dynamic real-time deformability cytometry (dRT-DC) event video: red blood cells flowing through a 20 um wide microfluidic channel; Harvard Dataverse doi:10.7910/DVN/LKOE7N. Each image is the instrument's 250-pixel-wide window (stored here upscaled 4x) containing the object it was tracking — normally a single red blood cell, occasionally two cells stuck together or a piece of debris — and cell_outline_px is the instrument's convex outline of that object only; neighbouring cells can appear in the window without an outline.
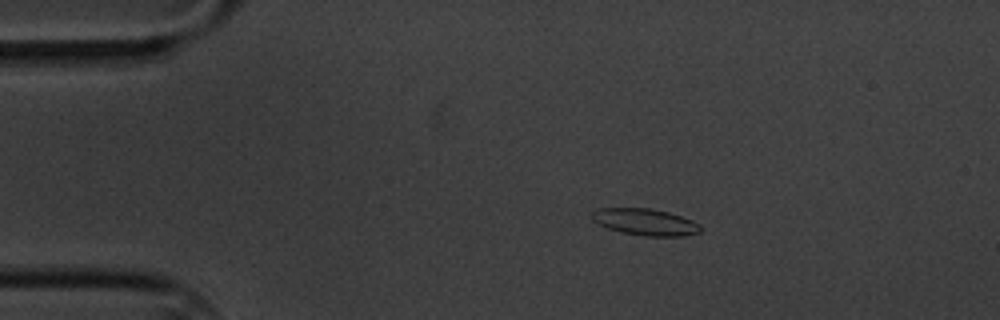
{"species": "common noctule bat (a hibernating species)", "species_latin": "Nyctalus noctula", "temperature_condition": "cold", "stored_images_in_passage": 6, "camera_frame_rate_fps": 3000, "um_per_image_px": 0.085, "animal": {"sex": "male", "body_mass_g": 20.1, "forearm_length_mm": 53.5}, "frame": {"image": 1, "passage_image": 2, "time_ms": 1.0, "image_size_px": [1000, 320], "cell_outline_px": [[700, 232], [684, 236], [644, 236], [624, 232], [608, 228], [592, 220], [592, 212], [600, 208], [652, 208], [668, 212], [692, 220], [700, 224]], "centroid_in_image_um": [54.87, 18.86], "position_along_channel_um": 30.1, "area_um2": 16.7}}
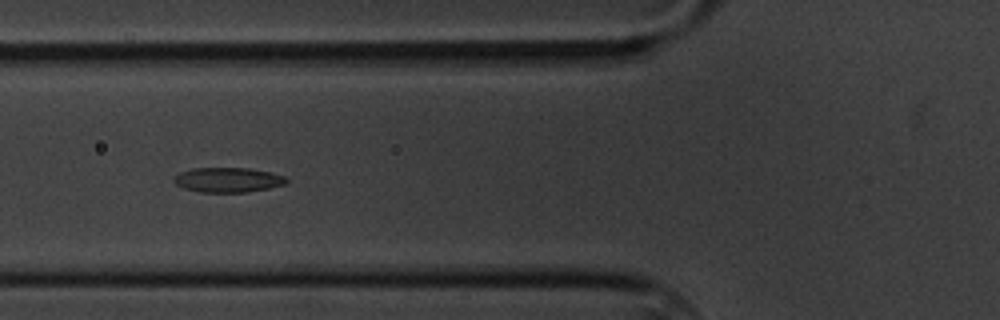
{"frame": {"image": 2, "passage_image": 5, "time_ms": 4.667, "image_size_px": [1000, 320], "cell_outline_px": [[288, 180], [284, 184], [268, 188], [248, 192], [200, 192], [184, 188], [176, 184], [172, 180], [172, 176], [180, 172], [192, 168], [248, 168], [272, 172], [284, 176]], "centroid_in_image_um": [19.34, 15.28], "position_along_channel_um": 106.5, "area_um2": 16.3}}
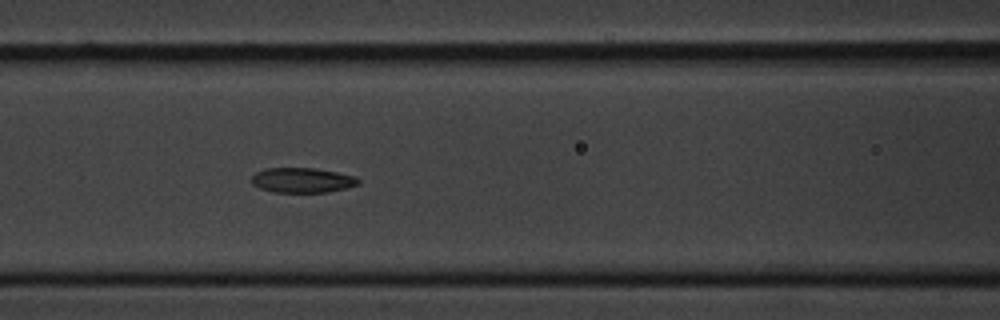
{"frame": {"image": 3, "passage_image": 6, "time_ms": 5.667, "image_size_px": [1000, 320], "cell_outline_px": [[360, 184], [348, 188], [328, 192], [272, 192], [260, 188], [252, 184], [252, 176], [256, 172], [264, 168], [312, 168], [336, 172], [356, 176], [360, 180]], "centroid_in_image_um": [25.71, 15.32], "position_along_channel_um": 140.9, "area_um2": 15.61}}